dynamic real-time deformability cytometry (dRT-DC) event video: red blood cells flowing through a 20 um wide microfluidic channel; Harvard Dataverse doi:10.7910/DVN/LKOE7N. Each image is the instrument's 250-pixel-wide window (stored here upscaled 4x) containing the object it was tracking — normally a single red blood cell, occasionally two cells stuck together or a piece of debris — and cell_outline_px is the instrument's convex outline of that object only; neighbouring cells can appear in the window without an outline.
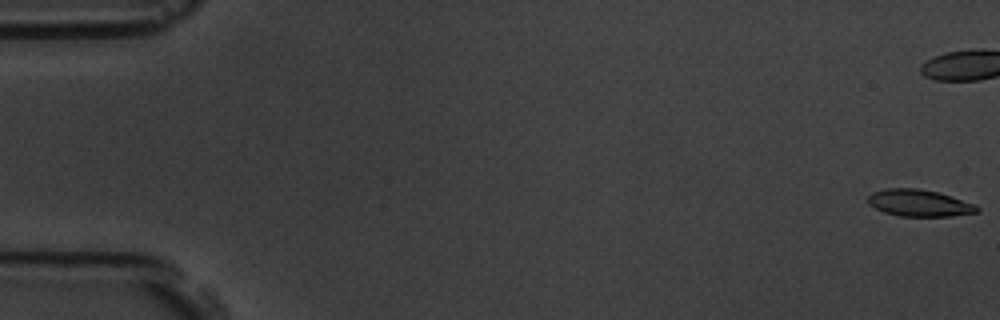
{"species": "common noctule bat (a hibernating species)", "species_latin": "Nyctalus noctula", "temperature_condition": "room temperature", "stored_images_in_passage": 57, "camera_frame_rate_fps": 3000, "um_per_image_px": 0.085, "animal": {"sex": "male", "body_mass_g": 19.5, "forearm_length_mm": 54.6}, "frame": {"image": 1, "passage_image": 1, "time_ms": 0.0, "image_size_px": [1000, 320], "cell_outline_px": [[980, 212], [952, 216], [900, 216], [884, 212], [868, 204], [868, 196], [872, 192], [884, 188], [916, 188], [936, 192], [952, 196], [976, 204], [980, 208]], "centroid_in_image_um": [78.16, 17.25], "position_along_channel_um": 6.8, "area_um2": 17.17}}
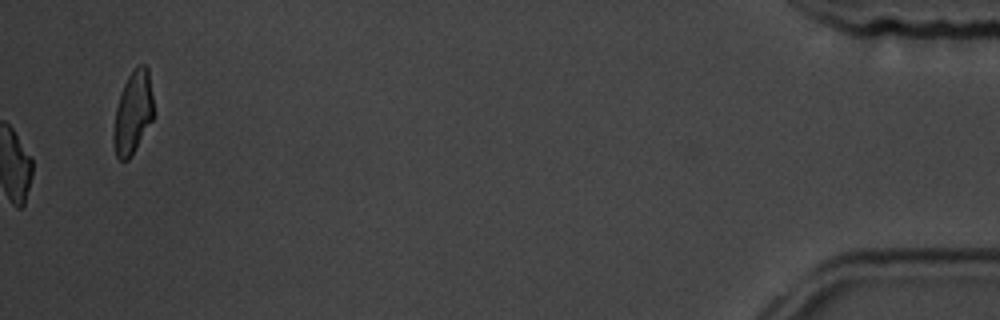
{"frame": {"image": 2, "passage_image": 57, "time_ms": 18.667, "image_size_px": [1000, 320], "cell_outline_px": [[156, 112], [152, 120], [128, 160], [120, 160], [116, 156], [112, 136], [116, 108], [120, 92], [128, 76], [140, 64], [144, 64], [148, 68]], "centroid_in_image_um": [11.32, 9.55], "position_along_channel_um": 423.9, "area_um2": 19.36}, "authors_computed_cell_mechanics": {"area_um2": 17.9758, "velocity_mm_per_s": 3.6783, "shape_relaxation_time_tau1_ms": 3.1469, "shape_relaxation_time_tau2_ms": 10.0358, "deformation_change_tau1": 0.1361, "deformation_change_tau2": 0.158}}